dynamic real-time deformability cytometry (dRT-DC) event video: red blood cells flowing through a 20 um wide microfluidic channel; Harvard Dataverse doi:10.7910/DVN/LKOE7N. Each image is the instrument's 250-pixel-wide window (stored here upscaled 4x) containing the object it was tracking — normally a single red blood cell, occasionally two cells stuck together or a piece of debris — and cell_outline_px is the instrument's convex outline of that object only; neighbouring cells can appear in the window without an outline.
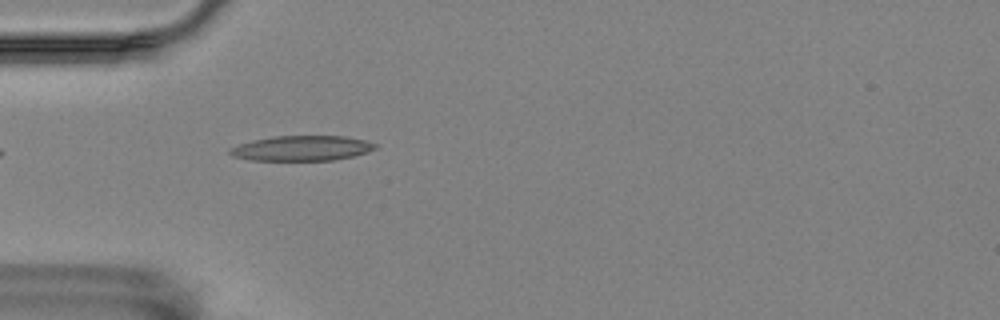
{"species": "Egyptian fruit bat (a non-hibernating species)", "species_latin": "Rousettus aegyptiacus", "temperature_condition": "room temperature", "stored_images_in_passage": 35, "camera_frame_rate_fps": 3000, "um_per_image_px": 0.085, "animal": {"sex": "female"}, "frame": {"image": 1, "passage_image": 1, "time_ms": 0.0, "image_size_px": [1000, 320], "cell_outline_px": [[376, 148], [368, 152], [352, 156], [332, 160], [252, 160], [232, 156], [228, 152], [232, 148], [240, 144], [252, 140], [272, 136], [344, 136], [364, 140], [376, 144]], "centroid_in_image_um": [25.65, 12.59], "position_along_channel_um": 59.4, "area_um2": 21.04}}
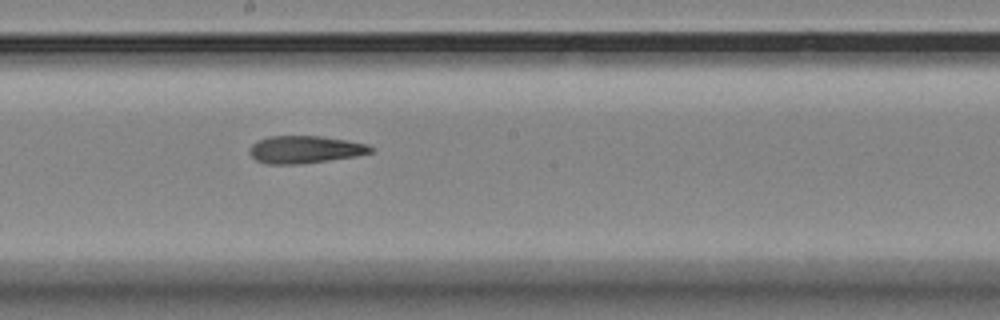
{"frame": {"image": 2, "passage_image": 15, "time_ms": 4.667, "image_size_px": [1000, 320], "cell_outline_px": [[372, 152], [356, 156], [300, 164], [264, 164], [256, 160], [248, 152], [248, 148], [252, 144], [268, 136], [320, 136], [368, 144], [372, 148]], "centroid_in_image_um": [25.87, 12.71], "position_along_channel_um": 222.3, "area_um2": 19.31}}
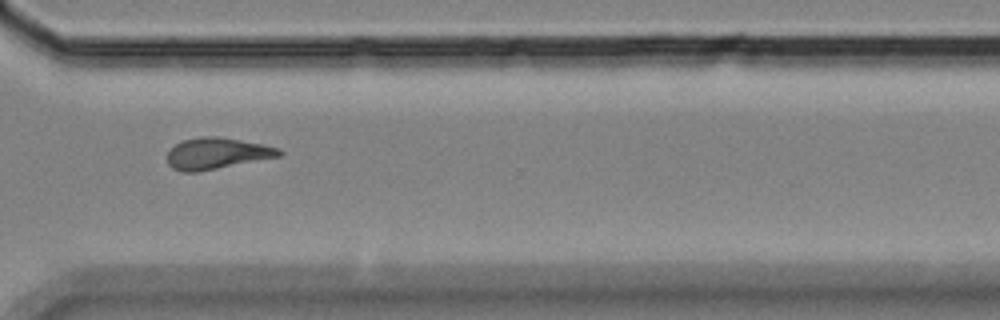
{"frame": {"image": 3, "passage_image": 26, "time_ms": 8.333, "image_size_px": [1000, 320], "cell_outline_px": [[284, 152], [280, 156], [196, 172], [184, 172], [172, 168], [168, 164], [168, 152], [176, 144], [184, 140], [200, 136], [216, 136], [240, 140], [280, 148]], "centroid_in_image_um": [18.43, 13.04], "position_along_channel_um": 352.2, "area_um2": 20.11}, "authors_computed_cell_mechanics": {"area_um2": 19.941, "velocity_mm_per_s": 3.543, "shape_relaxation_time_tau1_ms": null, "shape_relaxation_time_tau2_ms": 6.0176, "deformation_change_tau1": null, "deformation_change_tau2": 0.1837}}